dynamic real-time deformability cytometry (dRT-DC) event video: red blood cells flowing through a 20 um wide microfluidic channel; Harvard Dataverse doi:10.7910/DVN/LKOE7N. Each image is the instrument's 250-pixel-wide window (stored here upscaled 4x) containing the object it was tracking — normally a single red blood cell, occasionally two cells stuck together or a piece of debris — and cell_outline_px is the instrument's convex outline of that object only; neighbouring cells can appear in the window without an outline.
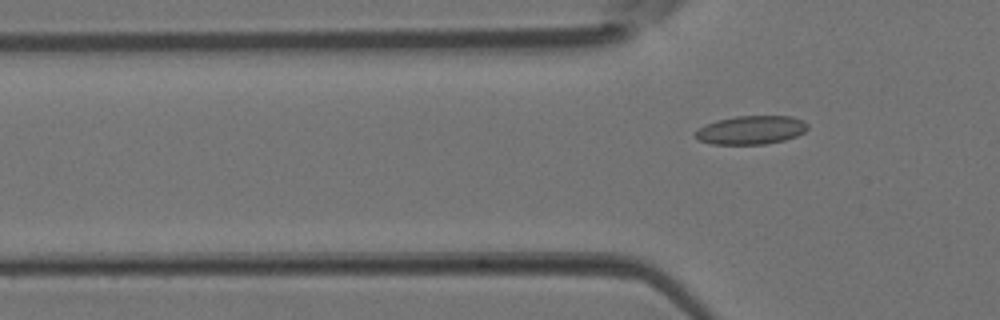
{"species": "Egyptian fruit bat (a non-hibernating species)", "species_latin": "Rousettus aegyptiacus", "temperature_condition": "room temperature", "stored_images_in_passage": 2, "camera_frame_rate_fps": 3000, "um_per_image_px": 0.085, "animal": {"sex": "female"}, "frame": {"image": 1, "passage_image": 2, "time_ms": 0.333, "image_size_px": [1000, 320], "cell_outline_px": [[808, 128], [804, 132], [796, 136], [784, 140], [764, 144], [712, 144], [700, 140], [692, 136], [700, 128], [716, 120], [736, 116], [792, 116], [804, 120], [808, 124]], "centroid_in_image_um": [63.87, 11.04], "position_along_channel_um": 61.9, "area_um2": 18.67}}